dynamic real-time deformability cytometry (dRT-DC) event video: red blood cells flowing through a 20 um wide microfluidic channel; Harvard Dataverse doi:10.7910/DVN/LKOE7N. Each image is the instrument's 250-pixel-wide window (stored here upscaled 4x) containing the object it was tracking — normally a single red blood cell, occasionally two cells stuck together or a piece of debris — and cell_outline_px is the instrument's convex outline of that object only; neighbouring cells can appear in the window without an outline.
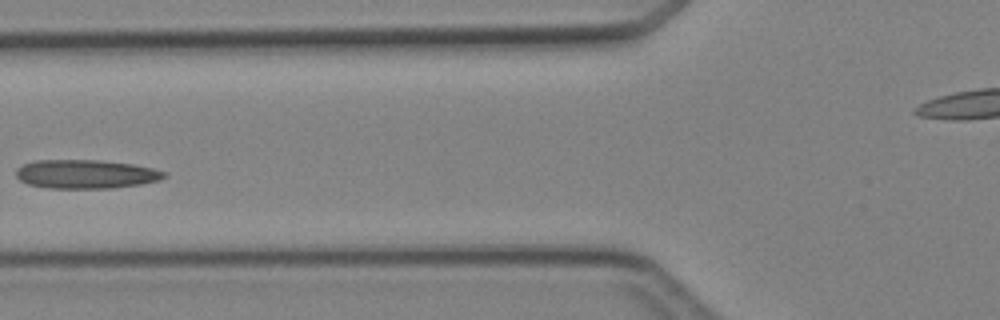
{"species": "Egyptian fruit bat (a non-hibernating species)", "species_latin": "Rousettus aegyptiacus", "temperature_condition": "cold", "stored_images_in_passage": 5, "segment_of_instrument_passage": [1, 2], "camera_frame_rate_fps": 3000, "um_per_image_px": 0.085, "animal": {"sex": "female"}, "frame": {"image": 1, "passage_image": 4, "time_ms": 3.333, "image_size_px": [1000, 320], "cell_outline_px": [[168, 176], [160, 180], [140, 184], [112, 188], [48, 188], [28, 184], [20, 180], [16, 176], [16, 168], [24, 164], [36, 160], [100, 160], [132, 164], [152, 168], [168, 172]], "centroid_in_image_um": [7.32, 14.8], "position_along_channel_um": 118.5, "area_um2": 24.97}}